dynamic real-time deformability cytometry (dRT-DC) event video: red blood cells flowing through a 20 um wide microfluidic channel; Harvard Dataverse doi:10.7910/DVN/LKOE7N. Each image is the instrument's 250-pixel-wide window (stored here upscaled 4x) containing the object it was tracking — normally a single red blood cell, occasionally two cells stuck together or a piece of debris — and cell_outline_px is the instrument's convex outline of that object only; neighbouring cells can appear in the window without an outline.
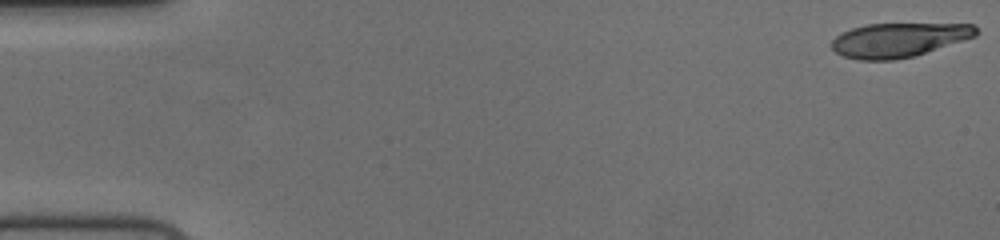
{"species": "human", "species_latin": "Homo sapiens", "temperature_condition": "cold", "stored_images_in_passage": 56, "camera_frame_rate_fps": 3000, "um_per_image_px": 0.085, "donor": {"sex": "female"}, "frame": {"image": 1, "passage_image": 1, "time_ms": 0.0, "image_size_px": [1000, 240], "cell_outline_px": [[980, 32], [976, 36], [916, 56], [892, 60], [860, 60], [844, 56], [836, 52], [832, 48], [832, 40], [836, 36], [852, 28], [868, 24], [972, 24]], "centroid_in_image_um": [76.41, 3.4], "position_along_channel_um": 8.6, "area_um2": 28.67}}
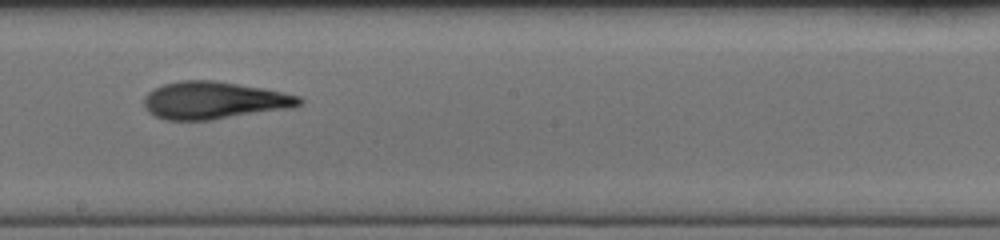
{"frame": {"image": 2, "passage_image": 32, "time_ms": 10.333, "image_size_px": [1000, 240], "cell_outline_px": [[304, 100], [300, 104], [292, 108], [212, 120], [164, 120], [148, 112], [144, 108], [144, 96], [152, 88], [164, 84], [180, 80], [212, 80], [264, 88], [300, 96]], "centroid_in_image_um": [18.17, 8.53], "position_along_channel_um": 230.0, "area_um2": 34.1}}
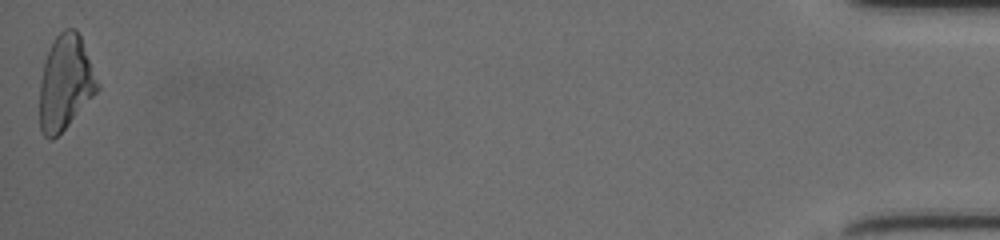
{"frame": {"image": 3, "passage_image": 56, "time_ms": 18.333, "image_size_px": [1000, 240], "cell_outline_px": [[100, 88], [68, 124], [52, 140], [48, 140], [44, 136], [40, 128], [40, 80], [44, 60], [56, 36], [64, 28], [76, 28], [80, 36], [100, 84]], "centroid_in_image_um": [5.55, 7.01], "position_along_channel_um": 429.7, "area_um2": 31.56}, "authors_computed_cell_mechanics": {"area_um2": 31.9345, "velocity_mm_per_s": 3.7272, "shape_relaxation_time_tau1_ms": 7.7305, "shape_relaxation_time_tau2_ms": 2.6568, "deformation_change_tau1": 0.2355, "deformation_change_tau2": 0.1054}}